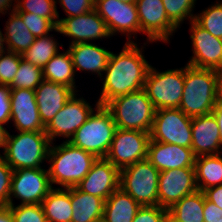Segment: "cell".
<instances>
[{
	"mask_svg": "<svg viewBox=\"0 0 222 222\" xmlns=\"http://www.w3.org/2000/svg\"><path fill=\"white\" fill-rule=\"evenodd\" d=\"M197 190L194 168L161 171L158 185V205L168 210L184 196Z\"/></svg>",
	"mask_w": 222,
	"mask_h": 222,
	"instance_id": "cell-17",
	"label": "cell"
},
{
	"mask_svg": "<svg viewBox=\"0 0 222 222\" xmlns=\"http://www.w3.org/2000/svg\"><path fill=\"white\" fill-rule=\"evenodd\" d=\"M168 18L180 29L187 19L189 22L195 18L194 7L197 0H162Z\"/></svg>",
	"mask_w": 222,
	"mask_h": 222,
	"instance_id": "cell-35",
	"label": "cell"
},
{
	"mask_svg": "<svg viewBox=\"0 0 222 222\" xmlns=\"http://www.w3.org/2000/svg\"><path fill=\"white\" fill-rule=\"evenodd\" d=\"M184 80L185 67L159 72L151 65L147 72L143 89L146 91L155 110L179 108Z\"/></svg>",
	"mask_w": 222,
	"mask_h": 222,
	"instance_id": "cell-8",
	"label": "cell"
},
{
	"mask_svg": "<svg viewBox=\"0 0 222 222\" xmlns=\"http://www.w3.org/2000/svg\"><path fill=\"white\" fill-rule=\"evenodd\" d=\"M196 156L191 148L150 140L147 160L160 172L170 169L194 168Z\"/></svg>",
	"mask_w": 222,
	"mask_h": 222,
	"instance_id": "cell-20",
	"label": "cell"
},
{
	"mask_svg": "<svg viewBox=\"0 0 222 222\" xmlns=\"http://www.w3.org/2000/svg\"><path fill=\"white\" fill-rule=\"evenodd\" d=\"M10 103L11 120L18 132H45L36 103L35 90H11Z\"/></svg>",
	"mask_w": 222,
	"mask_h": 222,
	"instance_id": "cell-19",
	"label": "cell"
},
{
	"mask_svg": "<svg viewBox=\"0 0 222 222\" xmlns=\"http://www.w3.org/2000/svg\"><path fill=\"white\" fill-rule=\"evenodd\" d=\"M204 193L196 192L184 196L168 209V217L173 222H204Z\"/></svg>",
	"mask_w": 222,
	"mask_h": 222,
	"instance_id": "cell-30",
	"label": "cell"
},
{
	"mask_svg": "<svg viewBox=\"0 0 222 222\" xmlns=\"http://www.w3.org/2000/svg\"><path fill=\"white\" fill-rule=\"evenodd\" d=\"M97 158L85 150L64 141L60 145L51 143L48 159V175L51 184L58 188L76 187L88 174Z\"/></svg>",
	"mask_w": 222,
	"mask_h": 222,
	"instance_id": "cell-3",
	"label": "cell"
},
{
	"mask_svg": "<svg viewBox=\"0 0 222 222\" xmlns=\"http://www.w3.org/2000/svg\"><path fill=\"white\" fill-rule=\"evenodd\" d=\"M204 222H222V209L208 201L204 195Z\"/></svg>",
	"mask_w": 222,
	"mask_h": 222,
	"instance_id": "cell-43",
	"label": "cell"
},
{
	"mask_svg": "<svg viewBox=\"0 0 222 222\" xmlns=\"http://www.w3.org/2000/svg\"><path fill=\"white\" fill-rule=\"evenodd\" d=\"M140 33L147 35V41L169 43L178 27L168 18L162 0H136ZM169 41V42H168Z\"/></svg>",
	"mask_w": 222,
	"mask_h": 222,
	"instance_id": "cell-14",
	"label": "cell"
},
{
	"mask_svg": "<svg viewBox=\"0 0 222 222\" xmlns=\"http://www.w3.org/2000/svg\"><path fill=\"white\" fill-rule=\"evenodd\" d=\"M121 2H126V3H131V2H135L136 0H120Z\"/></svg>",
	"mask_w": 222,
	"mask_h": 222,
	"instance_id": "cell-50",
	"label": "cell"
},
{
	"mask_svg": "<svg viewBox=\"0 0 222 222\" xmlns=\"http://www.w3.org/2000/svg\"><path fill=\"white\" fill-rule=\"evenodd\" d=\"M94 9L105 21L111 37L123 33L127 37L126 42L129 43L134 42L131 40L132 34L135 36L137 33H140L139 17L135 2L95 0Z\"/></svg>",
	"mask_w": 222,
	"mask_h": 222,
	"instance_id": "cell-13",
	"label": "cell"
},
{
	"mask_svg": "<svg viewBox=\"0 0 222 222\" xmlns=\"http://www.w3.org/2000/svg\"><path fill=\"white\" fill-rule=\"evenodd\" d=\"M194 20L216 38L222 39V2L216 3L195 14Z\"/></svg>",
	"mask_w": 222,
	"mask_h": 222,
	"instance_id": "cell-34",
	"label": "cell"
},
{
	"mask_svg": "<svg viewBox=\"0 0 222 222\" xmlns=\"http://www.w3.org/2000/svg\"><path fill=\"white\" fill-rule=\"evenodd\" d=\"M160 171L147 159L120 170L119 188L129 194L140 206L158 205Z\"/></svg>",
	"mask_w": 222,
	"mask_h": 222,
	"instance_id": "cell-7",
	"label": "cell"
},
{
	"mask_svg": "<svg viewBox=\"0 0 222 222\" xmlns=\"http://www.w3.org/2000/svg\"><path fill=\"white\" fill-rule=\"evenodd\" d=\"M149 141L150 133L116 128L105 158L121 170L128 165L147 159Z\"/></svg>",
	"mask_w": 222,
	"mask_h": 222,
	"instance_id": "cell-10",
	"label": "cell"
},
{
	"mask_svg": "<svg viewBox=\"0 0 222 222\" xmlns=\"http://www.w3.org/2000/svg\"><path fill=\"white\" fill-rule=\"evenodd\" d=\"M150 140L191 148L192 118L179 108L155 110Z\"/></svg>",
	"mask_w": 222,
	"mask_h": 222,
	"instance_id": "cell-9",
	"label": "cell"
},
{
	"mask_svg": "<svg viewBox=\"0 0 222 222\" xmlns=\"http://www.w3.org/2000/svg\"><path fill=\"white\" fill-rule=\"evenodd\" d=\"M51 142L45 132L9 133L6 149L1 157L13 169L42 168L48 159Z\"/></svg>",
	"mask_w": 222,
	"mask_h": 222,
	"instance_id": "cell-5",
	"label": "cell"
},
{
	"mask_svg": "<svg viewBox=\"0 0 222 222\" xmlns=\"http://www.w3.org/2000/svg\"><path fill=\"white\" fill-rule=\"evenodd\" d=\"M54 187L48 175V169L22 168L13 170L9 205L13 198L21 200V205L41 204Z\"/></svg>",
	"mask_w": 222,
	"mask_h": 222,
	"instance_id": "cell-11",
	"label": "cell"
},
{
	"mask_svg": "<svg viewBox=\"0 0 222 222\" xmlns=\"http://www.w3.org/2000/svg\"><path fill=\"white\" fill-rule=\"evenodd\" d=\"M8 135H9V131L5 129L3 124H0V149L2 148L3 151H5L6 149Z\"/></svg>",
	"mask_w": 222,
	"mask_h": 222,
	"instance_id": "cell-47",
	"label": "cell"
},
{
	"mask_svg": "<svg viewBox=\"0 0 222 222\" xmlns=\"http://www.w3.org/2000/svg\"><path fill=\"white\" fill-rule=\"evenodd\" d=\"M17 13L35 38L50 34L57 29V26L49 19L28 12Z\"/></svg>",
	"mask_w": 222,
	"mask_h": 222,
	"instance_id": "cell-37",
	"label": "cell"
},
{
	"mask_svg": "<svg viewBox=\"0 0 222 222\" xmlns=\"http://www.w3.org/2000/svg\"><path fill=\"white\" fill-rule=\"evenodd\" d=\"M67 17L85 14L94 9L95 0H58Z\"/></svg>",
	"mask_w": 222,
	"mask_h": 222,
	"instance_id": "cell-41",
	"label": "cell"
},
{
	"mask_svg": "<svg viewBox=\"0 0 222 222\" xmlns=\"http://www.w3.org/2000/svg\"><path fill=\"white\" fill-rule=\"evenodd\" d=\"M11 89L8 85H0V124L11 122Z\"/></svg>",
	"mask_w": 222,
	"mask_h": 222,
	"instance_id": "cell-42",
	"label": "cell"
},
{
	"mask_svg": "<svg viewBox=\"0 0 222 222\" xmlns=\"http://www.w3.org/2000/svg\"><path fill=\"white\" fill-rule=\"evenodd\" d=\"M189 23L193 55L187 64L222 73V39L211 35L194 19Z\"/></svg>",
	"mask_w": 222,
	"mask_h": 222,
	"instance_id": "cell-16",
	"label": "cell"
},
{
	"mask_svg": "<svg viewBox=\"0 0 222 222\" xmlns=\"http://www.w3.org/2000/svg\"><path fill=\"white\" fill-rule=\"evenodd\" d=\"M16 12L33 13L36 16L51 20L57 27L60 15L57 11V0H5ZM14 2V3H13ZM13 4V5H12Z\"/></svg>",
	"mask_w": 222,
	"mask_h": 222,
	"instance_id": "cell-32",
	"label": "cell"
},
{
	"mask_svg": "<svg viewBox=\"0 0 222 222\" xmlns=\"http://www.w3.org/2000/svg\"><path fill=\"white\" fill-rule=\"evenodd\" d=\"M143 48H139L137 42H126L121 52H111L105 75L101 79V95L97 100L100 105L105 106L116 97L144 88L151 65L144 57Z\"/></svg>",
	"mask_w": 222,
	"mask_h": 222,
	"instance_id": "cell-1",
	"label": "cell"
},
{
	"mask_svg": "<svg viewBox=\"0 0 222 222\" xmlns=\"http://www.w3.org/2000/svg\"><path fill=\"white\" fill-rule=\"evenodd\" d=\"M120 170L106 158H97L88 174L76 186L80 191L104 201L119 188Z\"/></svg>",
	"mask_w": 222,
	"mask_h": 222,
	"instance_id": "cell-18",
	"label": "cell"
},
{
	"mask_svg": "<svg viewBox=\"0 0 222 222\" xmlns=\"http://www.w3.org/2000/svg\"><path fill=\"white\" fill-rule=\"evenodd\" d=\"M5 45H6V39L0 28V54L8 51Z\"/></svg>",
	"mask_w": 222,
	"mask_h": 222,
	"instance_id": "cell-48",
	"label": "cell"
},
{
	"mask_svg": "<svg viewBox=\"0 0 222 222\" xmlns=\"http://www.w3.org/2000/svg\"><path fill=\"white\" fill-rule=\"evenodd\" d=\"M115 130L116 124L111 112L105 106L99 105L68 142L96 158H105Z\"/></svg>",
	"mask_w": 222,
	"mask_h": 222,
	"instance_id": "cell-6",
	"label": "cell"
},
{
	"mask_svg": "<svg viewBox=\"0 0 222 222\" xmlns=\"http://www.w3.org/2000/svg\"><path fill=\"white\" fill-rule=\"evenodd\" d=\"M42 69L31 64L22 58L19 64V69L8 85L11 90L14 89H32L35 90L43 81Z\"/></svg>",
	"mask_w": 222,
	"mask_h": 222,
	"instance_id": "cell-33",
	"label": "cell"
},
{
	"mask_svg": "<svg viewBox=\"0 0 222 222\" xmlns=\"http://www.w3.org/2000/svg\"><path fill=\"white\" fill-rule=\"evenodd\" d=\"M68 51L71 55L75 72L86 71L97 74L102 78L108 64L111 51L96 45V43H77L69 45Z\"/></svg>",
	"mask_w": 222,
	"mask_h": 222,
	"instance_id": "cell-23",
	"label": "cell"
},
{
	"mask_svg": "<svg viewBox=\"0 0 222 222\" xmlns=\"http://www.w3.org/2000/svg\"><path fill=\"white\" fill-rule=\"evenodd\" d=\"M14 222H48L41 204L8 205Z\"/></svg>",
	"mask_w": 222,
	"mask_h": 222,
	"instance_id": "cell-36",
	"label": "cell"
},
{
	"mask_svg": "<svg viewBox=\"0 0 222 222\" xmlns=\"http://www.w3.org/2000/svg\"><path fill=\"white\" fill-rule=\"evenodd\" d=\"M21 61V54L11 51L0 54V85H9L15 77L19 64Z\"/></svg>",
	"mask_w": 222,
	"mask_h": 222,
	"instance_id": "cell-38",
	"label": "cell"
},
{
	"mask_svg": "<svg viewBox=\"0 0 222 222\" xmlns=\"http://www.w3.org/2000/svg\"><path fill=\"white\" fill-rule=\"evenodd\" d=\"M75 91L62 84L43 80L35 89L36 103L43 125L51 122L53 117L61 110Z\"/></svg>",
	"mask_w": 222,
	"mask_h": 222,
	"instance_id": "cell-22",
	"label": "cell"
},
{
	"mask_svg": "<svg viewBox=\"0 0 222 222\" xmlns=\"http://www.w3.org/2000/svg\"><path fill=\"white\" fill-rule=\"evenodd\" d=\"M0 222H14L11 209L8 206H0Z\"/></svg>",
	"mask_w": 222,
	"mask_h": 222,
	"instance_id": "cell-46",
	"label": "cell"
},
{
	"mask_svg": "<svg viewBox=\"0 0 222 222\" xmlns=\"http://www.w3.org/2000/svg\"><path fill=\"white\" fill-rule=\"evenodd\" d=\"M212 114L215 116L219 129H220V137L222 141V103H216Z\"/></svg>",
	"mask_w": 222,
	"mask_h": 222,
	"instance_id": "cell-45",
	"label": "cell"
},
{
	"mask_svg": "<svg viewBox=\"0 0 222 222\" xmlns=\"http://www.w3.org/2000/svg\"><path fill=\"white\" fill-rule=\"evenodd\" d=\"M72 206L71 222H102L104 200L80 191L77 187H70Z\"/></svg>",
	"mask_w": 222,
	"mask_h": 222,
	"instance_id": "cell-25",
	"label": "cell"
},
{
	"mask_svg": "<svg viewBox=\"0 0 222 222\" xmlns=\"http://www.w3.org/2000/svg\"><path fill=\"white\" fill-rule=\"evenodd\" d=\"M13 169L0 156V206H8Z\"/></svg>",
	"mask_w": 222,
	"mask_h": 222,
	"instance_id": "cell-40",
	"label": "cell"
},
{
	"mask_svg": "<svg viewBox=\"0 0 222 222\" xmlns=\"http://www.w3.org/2000/svg\"><path fill=\"white\" fill-rule=\"evenodd\" d=\"M55 32L70 37V45L92 43V40L110 38L105 21L93 9L82 15L59 19Z\"/></svg>",
	"mask_w": 222,
	"mask_h": 222,
	"instance_id": "cell-15",
	"label": "cell"
},
{
	"mask_svg": "<svg viewBox=\"0 0 222 222\" xmlns=\"http://www.w3.org/2000/svg\"><path fill=\"white\" fill-rule=\"evenodd\" d=\"M105 107L111 112L116 128L150 133L155 108L144 89L116 97Z\"/></svg>",
	"mask_w": 222,
	"mask_h": 222,
	"instance_id": "cell-4",
	"label": "cell"
},
{
	"mask_svg": "<svg viewBox=\"0 0 222 222\" xmlns=\"http://www.w3.org/2000/svg\"><path fill=\"white\" fill-rule=\"evenodd\" d=\"M167 222H173L169 217H168V220H167Z\"/></svg>",
	"mask_w": 222,
	"mask_h": 222,
	"instance_id": "cell-51",
	"label": "cell"
},
{
	"mask_svg": "<svg viewBox=\"0 0 222 222\" xmlns=\"http://www.w3.org/2000/svg\"><path fill=\"white\" fill-rule=\"evenodd\" d=\"M197 189L204 191L222 184V155L197 156L194 164Z\"/></svg>",
	"mask_w": 222,
	"mask_h": 222,
	"instance_id": "cell-28",
	"label": "cell"
},
{
	"mask_svg": "<svg viewBox=\"0 0 222 222\" xmlns=\"http://www.w3.org/2000/svg\"><path fill=\"white\" fill-rule=\"evenodd\" d=\"M205 198L222 209V184L203 191Z\"/></svg>",
	"mask_w": 222,
	"mask_h": 222,
	"instance_id": "cell-44",
	"label": "cell"
},
{
	"mask_svg": "<svg viewBox=\"0 0 222 222\" xmlns=\"http://www.w3.org/2000/svg\"><path fill=\"white\" fill-rule=\"evenodd\" d=\"M141 206L121 188L105 201L102 222H132Z\"/></svg>",
	"mask_w": 222,
	"mask_h": 222,
	"instance_id": "cell-26",
	"label": "cell"
},
{
	"mask_svg": "<svg viewBox=\"0 0 222 222\" xmlns=\"http://www.w3.org/2000/svg\"><path fill=\"white\" fill-rule=\"evenodd\" d=\"M48 222H71L70 188L54 187L41 202Z\"/></svg>",
	"mask_w": 222,
	"mask_h": 222,
	"instance_id": "cell-29",
	"label": "cell"
},
{
	"mask_svg": "<svg viewBox=\"0 0 222 222\" xmlns=\"http://www.w3.org/2000/svg\"><path fill=\"white\" fill-rule=\"evenodd\" d=\"M168 210L159 205L141 206L132 222H167Z\"/></svg>",
	"mask_w": 222,
	"mask_h": 222,
	"instance_id": "cell-39",
	"label": "cell"
},
{
	"mask_svg": "<svg viewBox=\"0 0 222 222\" xmlns=\"http://www.w3.org/2000/svg\"><path fill=\"white\" fill-rule=\"evenodd\" d=\"M9 19L5 24V39L8 51L23 54L35 41V37L24 24L21 16L10 7L5 0H0V13H8Z\"/></svg>",
	"mask_w": 222,
	"mask_h": 222,
	"instance_id": "cell-24",
	"label": "cell"
},
{
	"mask_svg": "<svg viewBox=\"0 0 222 222\" xmlns=\"http://www.w3.org/2000/svg\"><path fill=\"white\" fill-rule=\"evenodd\" d=\"M47 34L35 38L33 44L22 54V58L43 69L51 58L59 52V42Z\"/></svg>",
	"mask_w": 222,
	"mask_h": 222,
	"instance_id": "cell-31",
	"label": "cell"
},
{
	"mask_svg": "<svg viewBox=\"0 0 222 222\" xmlns=\"http://www.w3.org/2000/svg\"><path fill=\"white\" fill-rule=\"evenodd\" d=\"M43 79L46 81L62 84L72 88L75 92L78 86L75 84V69L68 49L54 55L42 69Z\"/></svg>",
	"mask_w": 222,
	"mask_h": 222,
	"instance_id": "cell-27",
	"label": "cell"
},
{
	"mask_svg": "<svg viewBox=\"0 0 222 222\" xmlns=\"http://www.w3.org/2000/svg\"><path fill=\"white\" fill-rule=\"evenodd\" d=\"M217 103H222V73L220 74V79H219V83H218Z\"/></svg>",
	"mask_w": 222,
	"mask_h": 222,
	"instance_id": "cell-49",
	"label": "cell"
},
{
	"mask_svg": "<svg viewBox=\"0 0 222 222\" xmlns=\"http://www.w3.org/2000/svg\"><path fill=\"white\" fill-rule=\"evenodd\" d=\"M221 72L185 65V80L179 109L188 117L211 114L218 98Z\"/></svg>",
	"mask_w": 222,
	"mask_h": 222,
	"instance_id": "cell-2",
	"label": "cell"
},
{
	"mask_svg": "<svg viewBox=\"0 0 222 222\" xmlns=\"http://www.w3.org/2000/svg\"><path fill=\"white\" fill-rule=\"evenodd\" d=\"M77 92L66 102L64 107L57 112L50 123L45 126L51 143L56 138H67L69 141L75 131L79 129L89 118L92 112L100 105L97 101L92 108L83 97H77Z\"/></svg>",
	"mask_w": 222,
	"mask_h": 222,
	"instance_id": "cell-12",
	"label": "cell"
},
{
	"mask_svg": "<svg viewBox=\"0 0 222 222\" xmlns=\"http://www.w3.org/2000/svg\"><path fill=\"white\" fill-rule=\"evenodd\" d=\"M220 129L215 116L211 113L192 118V144L194 155L222 154Z\"/></svg>",
	"mask_w": 222,
	"mask_h": 222,
	"instance_id": "cell-21",
	"label": "cell"
}]
</instances>
